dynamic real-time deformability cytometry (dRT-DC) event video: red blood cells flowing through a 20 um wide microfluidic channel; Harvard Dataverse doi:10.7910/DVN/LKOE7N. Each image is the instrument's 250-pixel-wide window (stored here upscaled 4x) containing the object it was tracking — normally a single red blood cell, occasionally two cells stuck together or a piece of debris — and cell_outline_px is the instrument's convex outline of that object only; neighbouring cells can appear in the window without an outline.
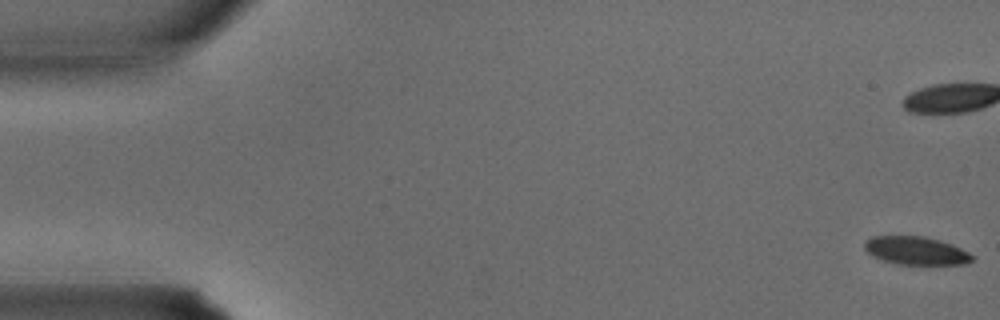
{"species": "common noctule bat (a hibernating species)", "species_latin": "Nyctalus noctula", "temperature_condition": "warm", "stored_images_in_passage": 36, "camera_frame_rate_fps": 3000, "um_per_image_px": 0.085, "animal": {"sex": "male", "body_mass_g": 15.6}, "frame": {"image": 1, "passage_image": 1, "time_ms": 0.0, "image_size_px": [1000, 320], "cell_outline_px": [[976, 256], [972, 260], [964, 264], [896, 264], [880, 260], [872, 256], [864, 248], [864, 240], [872, 236], [924, 236], [940, 240], [952, 244]], "centroid_in_image_um": [77.83, 21.3], "position_along_channel_um": 7.2, "area_um2": 17.8}}